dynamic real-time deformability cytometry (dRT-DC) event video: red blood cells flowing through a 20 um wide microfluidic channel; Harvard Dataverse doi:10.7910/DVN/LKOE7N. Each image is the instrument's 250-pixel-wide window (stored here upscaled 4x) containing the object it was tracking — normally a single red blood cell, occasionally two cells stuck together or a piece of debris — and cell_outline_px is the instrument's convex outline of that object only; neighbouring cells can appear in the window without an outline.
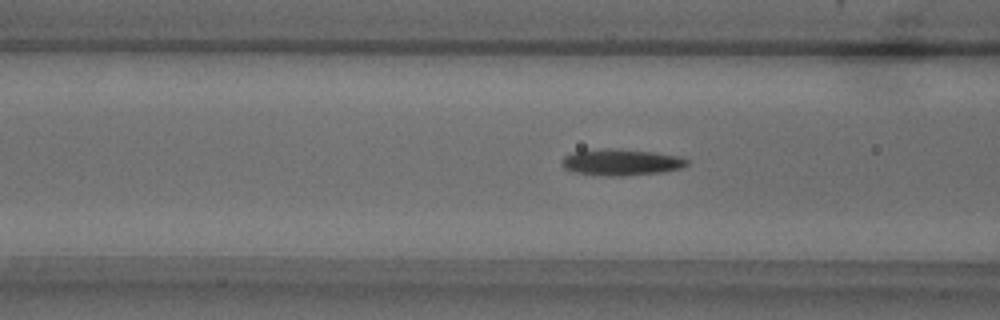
{"species": "common noctule bat (a hibernating species)", "species_latin": "Nyctalus noctula", "temperature_condition": "warm", "stored_images_in_passage": 52, "camera_frame_rate_fps": 3000, "um_per_image_px": 0.085, "animal": {"sex": "male", "body_mass_g": 18.8}, "frame": {"image": 1, "passage_image": 19, "time_ms": 6.0, "image_size_px": [1000, 320], "cell_outline_px": [[688, 164], [680, 168], [660, 172], [624, 176], [600, 176], [572, 172], [564, 168], [560, 164], [560, 160], [564, 156], [572, 152], [604, 148], [620, 148], [652, 152], [680, 156], [688, 160]], "centroid_in_image_um": [52.72, 13.79], "position_along_channel_um": 113.9, "area_um2": 19.54}}
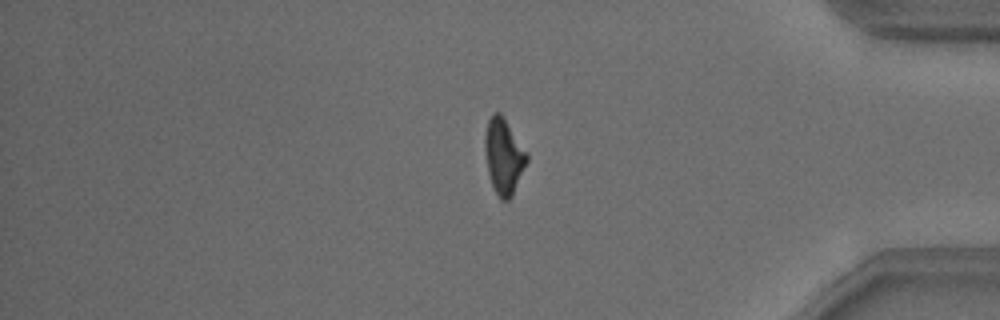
{"frame": {"image": 2, "passage_image": 43, "time_ms": 14.0, "image_size_px": [1000, 320], "cell_outline_px": [[528, 160], [512, 196], [508, 200], [500, 200], [492, 184], [488, 172], [484, 148], [484, 136], [488, 120], [492, 112], [500, 112], [504, 116], [528, 152]], "centroid_in_image_um": [42.82, 13.23], "position_along_channel_um": 392.4, "area_um2": 18.67}}
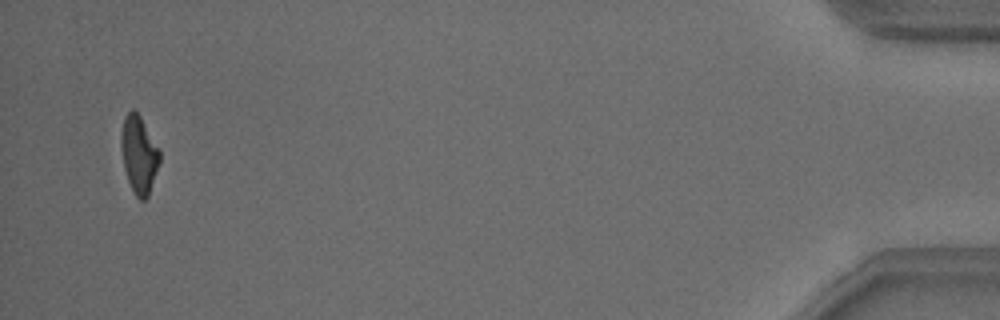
{"frame": {"image": 3, "passage_image": 50, "time_ms": 16.333, "image_size_px": [1000, 320], "cell_outline_px": [[160, 160], [148, 196], [144, 200], [140, 200], [136, 196], [128, 180], [124, 168], [120, 148], [120, 136], [124, 116], [132, 108], [140, 116], [160, 148]], "centroid_in_image_um": [11.8, 13.1], "position_along_channel_um": 423.4, "area_um2": 17.46}, "authors_computed_cell_mechanics": {"area_um2": 18.2648, "velocity_mm_per_s": 3.8444, "shape_relaxation_time_tau1_ms": 5.6242, "shape_relaxation_time_tau2_ms": 4.0501, "deformation_change_tau1": 0.1848, "deformation_change_tau2": 0.1274}}